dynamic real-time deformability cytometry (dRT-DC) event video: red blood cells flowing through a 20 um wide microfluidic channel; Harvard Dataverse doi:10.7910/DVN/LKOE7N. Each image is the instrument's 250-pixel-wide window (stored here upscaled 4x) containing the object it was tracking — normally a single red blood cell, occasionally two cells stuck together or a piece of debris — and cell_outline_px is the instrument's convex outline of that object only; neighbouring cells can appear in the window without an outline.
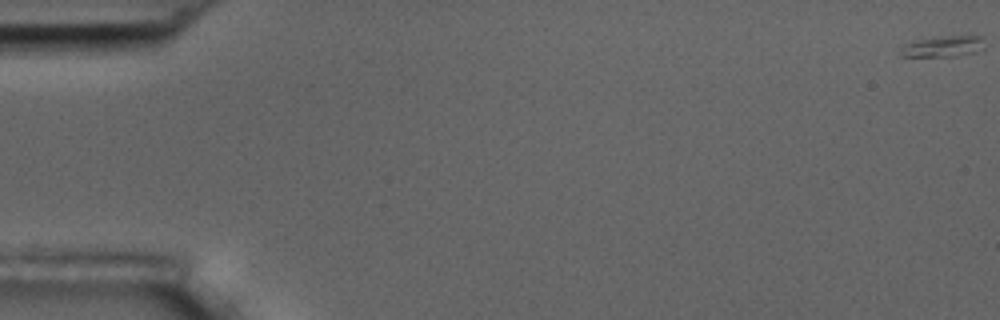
{"species": "common noctule bat (a hibernating species)", "species_latin": "Nyctalus noctula", "temperature_condition": "room temperature", "stored_images_in_passage": 6, "camera_frame_rate_fps": 3000, "um_per_image_px": 0.085, "animal": {"sex": "male", "body_mass_g": 17.5, "forearm_length_mm": 52.3}, "frame": {"image": 1, "passage_image": 1, "time_ms": 0.0, "image_size_px": [1000, 320], "cell_outline_px": [[984, 48], [976, 52], [956, 56], [900, 56], [900, 52], [904, 44], [916, 40], [940, 36], [972, 32], [984, 36]], "centroid_in_image_um": [80.31, 3.88], "position_along_channel_um": 4.7, "area_um2": 10.92}}